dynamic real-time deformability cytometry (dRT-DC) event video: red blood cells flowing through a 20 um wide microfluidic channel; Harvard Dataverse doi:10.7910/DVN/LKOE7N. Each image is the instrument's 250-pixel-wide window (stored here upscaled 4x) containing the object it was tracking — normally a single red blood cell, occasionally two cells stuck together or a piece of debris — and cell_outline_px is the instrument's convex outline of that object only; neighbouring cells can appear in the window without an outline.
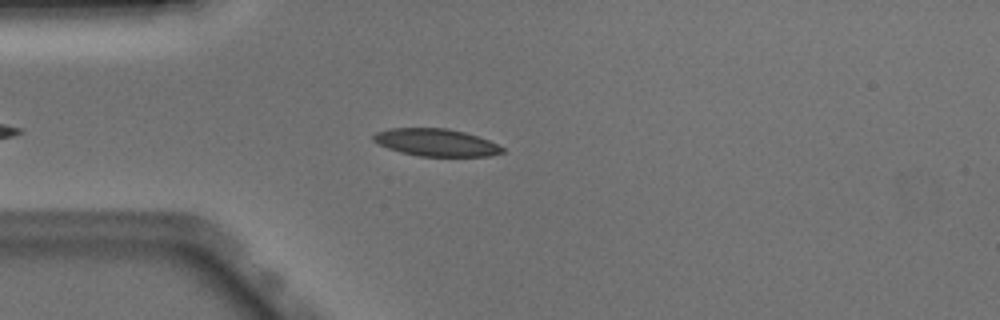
{"species": "Egyptian fruit bat (a non-hibernating species)", "species_latin": "Rousettus aegyptiacus", "temperature_condition": "warm", "stored_images_in_passage": 28, "camera_frame_rate_fps": 3000, "um_per_image_px": 0.085, "animal": {"sex": "male"}, "frame": {"image": 1, "passage_image": 8, "time_ms": 2.333, "image_size_px": [1000, 320], "cell_outline_px": [[504, 152], [488, 156], [420, 156], [400, 152], [388, 148], [372, 140], [372, 136], [376, 132], [388, 128], [444, 128], [464, 132], [488, 140], [504, 148]], "centroid_in_image_um": [37.03, 12.11], "position_along_channel_um": 48.0, "area_um2": 20.4}}
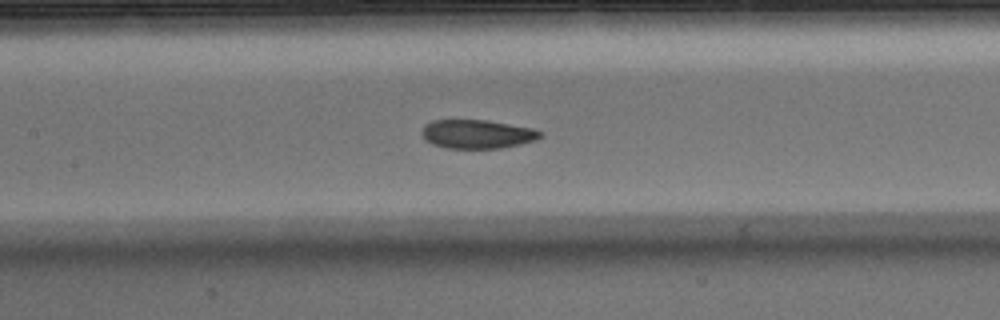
{"frame": {"image": 2, "passage_image": 18, "time_ms": 5.667, "image_size_px": [1000, 320], "cell_outline_px": [[544, 136], [536, 140], [520, 144], [500, 148], [448, 148], [432, 144], [424, 140], [420, 132], [424, 124], [432, 120], [488, 120], [532, 128], [544, 132]], "centroid_in_image_um": [40.55, 11.39], "position_along_channel_um": 166.8, "area_um2": 20.11}}
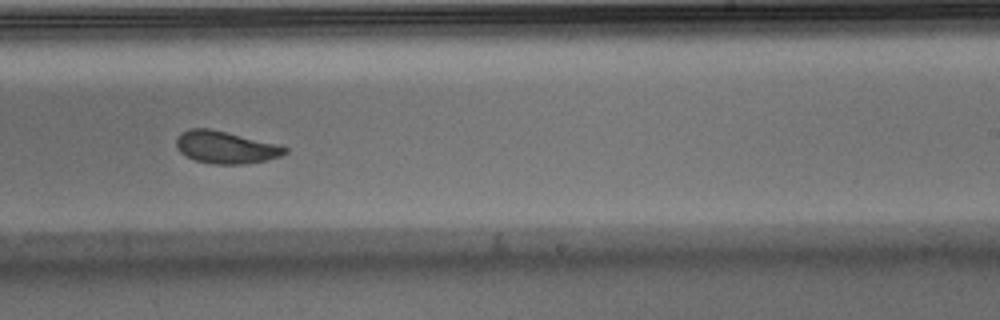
{"frame": {"image": 3, "passage_image": 26, "time_ms": 8.333, "image_size_px": [1000, 320], "cell_outline_px": [[288, 152], [280, 156], [264, 160], [240, 164], [212, 164], [196, 160], [180, 152], [176, 148], [176, 140], [180, 132], [188, 128], [208, 128], [280, 144], [288, 148]], "centroid_in_image_um": [19.17, 12.5], "position_along_channel_um": 269.8, "area_um2": 20.4}}